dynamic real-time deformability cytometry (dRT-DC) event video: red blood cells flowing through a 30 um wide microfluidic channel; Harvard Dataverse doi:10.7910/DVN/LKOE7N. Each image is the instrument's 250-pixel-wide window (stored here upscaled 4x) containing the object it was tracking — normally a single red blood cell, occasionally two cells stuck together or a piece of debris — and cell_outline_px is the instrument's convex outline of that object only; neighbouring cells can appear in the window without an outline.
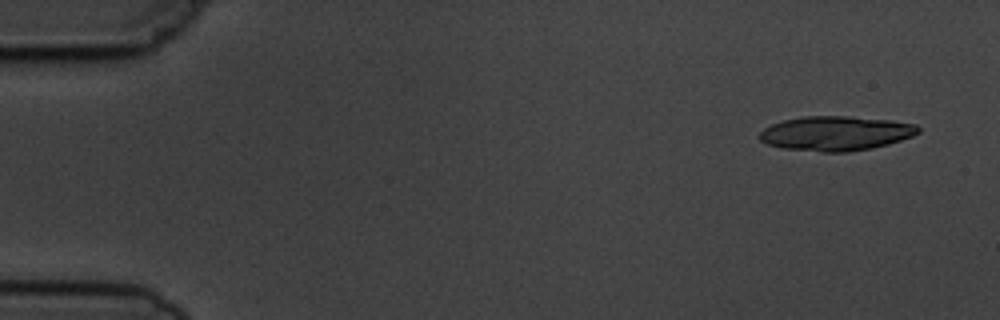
{"species": "common noctule bat (a hibernating species)", "species_latin": "Nyctalus noctula", "temperature_condition": "cold", "stored_images_in_passage": 5, "camera_frame_rate_fps": 3000, "um_per_image_px": 0.085, "animal": {"sex": "male", "body_mass_g": 19.5, "forearm_length_mm": 54.6}, "frame": {"image": 1, "passage_image": 1, "time_ms": 0.0, "image_size_px": [1000, 320], "cell_outline_px": [[920, 132], [912, 136], [888, 144], [872, 148], [848, 152], [820, 152], [784, 148], [768, 144], [760, 140], [760, 132], [764, 128], [772, 124], [784, 120], [804, 116], [848, 116], [892, 120], [916, 124], [920, 128]], "centroid_in_image_um": [71.07, 11.33], "position_along_channel_um": 13.9, "area_um2": 31.91}}